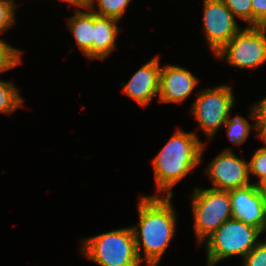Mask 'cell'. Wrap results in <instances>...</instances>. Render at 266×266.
<instances>
[{
    "label": "cell",
    "mask_w": 266,
    "mask_h": 266,
    "mask_svg": "<svg viewBox=\"0 0 266 266\" xmlns=\"http://www.w3.org/2000/svg\"><path fill=\"white\" fill-rule=\"evenodd\" d=\"M172 197L144 196L138 203L139 223L132 226L136 252L147 266H158L176 231ZM143 246L144 258L140 250Z\"/></svg>",
    "instance_id": "obj_1"
},
{
    "label": "cell",
    "mask_w": 266,
    "mask_h": 266,
    "mask_svg": "<svg viewBox=\"0 0 266 266\" xmlns=\"http://www.w3.org/2000/svg\"><path fill=\"white\" fill-rule=\"evenodd\" d=\"M205 145L195 133L177 130L153 159L157 194L173 197L172 187L190 173L202 159Z\"/></svg>",
    "instance_id": "obj_2"
},
{
    "label": "cell",
    "mask_w": 266,
    "mask_h": 266,
    "mask_svg": "<svg viewBox=\"0 0 266 266\" xmlns=\"http://www.w3.org/2000/svg\"><path fill=\"white\" fill-rule=\"evenodd\" d=\"M84 257L100 266H140L133 230L121 228L84 239Z\"/></svg>",
    "instance_id": "obj_3"
},
{
    "label": "cell",
    "mask_w": 266,
    "mask_h": 266,
    "mask_svg": "<svg viewBox=\"0 0 266 266\" xmlns=\"http://www.w3.org/2000/svg\"><path fill=\"white\" fill-rule=\"evenodd\" d=\"M261 231L238 219L230 218L206 240L207 264L215 266L231 256L243 258L260 242Z\"/></svg>",
    "instance_id": "obj_4"
},
{
    "label": "cell",
    "mask_w": 266,
    "mask_h": 266,
    "mask_svg": "<svg viewBox=\"0 0 266 266\" xmlns=\"http://www.w3.org/2000/svg\"><path fill=\"white\" fill-rule=\"evenodd\" d=\"M191 205L198 244L232 218L230 191L194 188Z\"/></svg>",
    "instance_id": "obj_5"
},
{
    "label": "cell",
    "mask_w": 266,
    "mask_h": 266,
    "mask_svg": "<svg viewBox=\"0 0 266 266\" xmlns=\"http://www.w3.org/2000/svg\"><path fill=\"white\" fill-rule=\"evenodd\" d=\"M214 56L238 68H256L266 63V26L241 29Z\"/></svg>",
    "instance_id": "obj_6"
},
{
    "label": "cell",
    "mask_w": 266,
    "mask_h": 266,
    "mask_svg": "<svg viewBox=\"0 0 266 266\" xmlns=\"http://www.w3.org/2000/svg\"><path fill=\"white\" fill-rule=\"evenodd\" d=\"M234 103L232 88L229 85H220L201 90L190 113L206 136L213 138L219 127L226 123Z\"/></svg>",
    "instance_id": "obj_7"
},
{
    "label": "cell",
    "mask_w": 266,
    "mask_h": 266,
    "mask_svg": "<svg viewBox=\"0 0 266 266\" xmlns=\"http://www.w3.org/2000/svg\"><path fill=\"white\" fill-rule=\"evenodd\" d=\"M203 31L213 55L242 28L222 0H204Z\"/></svg>",
    "instance_id": "obj_8"
},
{
    "label": "cell",
    "mask_w": 266,
    "mask_h": 266,
    "mask_svg": "<svg viewBox=\"0 0 266 266\" xmlns=\"http://www.w3.org/2000/svg\"><path fill=\"white\" fill-rule=\"evenodd\" d=\"M226 149L216 156L207 170L213 189L230 191L250 185L248 162Z\"/></svg>",
    "instance_id": "obj_9"
},
{
    "label": "cell",
    "mask_w": 266,
    "mask_h": 266,
    "mask_svg": "<svg viewBox=\"0 0 266 266\" xmlns=\"http://www.w3.org/2000/svg\"><path fill=\"white\" fill-rule=\"evenodd\" d=\"M156 56L139 68L128 83H121L123 92L142 107L147 106L152 98L159 94L161 66Z\"/></svg>",
    "instance_id": "obj_10"
},
{
    "label": "cell",
    "mask_w": 266,
    "mask_h": 266,
    "mask_svg": "<svg viewBox=\"0 0 266 266\" xmlns=\"http://www.w3.org/2000/svg\"><path fill=\"white\" fill-rule=\"evenodd\" d=\"M197 84L198 79L185 68L176 65L162 67L158 100L162 103H182Z\"/></svg>",
    "instance_id": "obj_11"
},
{
    "label": "cell",
    "mask_w": 266,
    "mask_h": 266,
    "mask_svg": "<svg viewBox=\"0 0 266 266\" xmlns=\"http://www.w3.org/2000/svg\"><path fill=\"white\" fill-rule=\"evenodd\" d=\"M262 198L263 193L254 183L230 190L232 218L243 221L261 231L263 224Z\"/></svg>",
    "instance_id": "obj_12"
},
{
    "label": "cell",
    "mask_w": 266,
    "mask_h": 266,
    "mask_svg": "<svg viewBox=\"0 0 266 266\" xmlns=\"http://www.w3.org/2000/svg\"><path fill=\"white\" fill-rule=\"evenodd\" d=\"M119 20L93 13L92 59H104L116 49Z\"/></svg>",
    "instance_id": "obj_13"
},
{
    "label": "cell",
    "mask_w": 266,
    "mask_h": 266,
    "mask_svg": "<svg viewBox=\"0 0 266 266\" xmlns=\"http://www.w3.org/2000/svg\"><path fill=\"white\" fill-rule=\"evenodd\" d=\"M83 8L85 11L76 9L75 15L69 18L67 27L75 37L76 44L82 53L89 60H92L93 12L86 6Z\"/></svg>",
    "instance_id": "obj_14"
},
{
    "label": "cell",
    "mask_w": 266,
    "mask_h": 266,
    "mask_svg": "<svg viewBox=\"0 0 266 266\" xmlns=\"http://www.w3.org/2000/svg\"><path fill=\"white\" fill-rule=\"evenodd\" d=\"M95 1L98 3V10L94 7ZM129 2L131 0H86L85 6L99 16L114 18L120 21Z\"/></svg>",
    "instance_id": "obj_15"
},
{
    "label": "cell",
    "mask_w": 266,
    "mask_h": 266,
    "mask_svg": "<svg viewBox=\"0 0 266 266\" xmlns=\"http://www.w3.org/2000/svg\"><path fill=\"white\" fill-rule=\"evenodd\" d=\"M12 82L0 80V113L12 114L22 106L19 90Z\"/></svg>",
    "instance_id": "obj_16"
},
{
    "label": "cell",
    "mask_w": 266,
    "mask_h": 266,
    "mask_svg": "<svg viewBox=\"0 0 266 266\" xmlns=\"http://www.w3.org/2000/svg\"><path fill=\"white\" fill-rule=\"evenodd\" d=\"M224 126H227V135L235 145H241L247 139L251 126L243 116H234L227 119Z\"/></svg>",
    "instance_id": "obj_17"
},
{
    "label": "cell",
    "mask_w": 266,
    "mask_h": 266,
    "mask_svg": "<svg viewBox=\"0 0 266 266\" xmlns=\"http://www.w3.org/2000/svg\"><path fill=\"white\" fill-rule=\"evenodd\" d=\"M22 52L0 39V73L19 65L22 61Z\"/></svg>",
    "instance_id": "obj_18"
},
{
    "label": "cell",
    "mask_w": 266,
    "mask_h": 266,
    "mask_svg": "<svg viewBox=\"0 0 266 266\" xmlns=\"http://www.w3.org/2000/svg\"><path fill=\"white\" fill-rule=\"evenodd\" d=\"M249 176L255 175L257 180L254 184L259 186L266 180V147L259 148L248 162Z\"/></svg>",
    "instance_id": "obj_19"
},
{
    "label": "cell",
    "mask_w": 266,
    "mask_h": 266,
    "mask_svg": "<svg viewBox=\"0 0 266 266\" xmlns=\"http://www.w3.org/2000/svg\"><path fill=\"white\" fill-rule=\"evenodd\" d=\"M232 14L244 20L252 26V4L251 0H222Z\"/></svg>",
    "instance_id": "obj_20"
},
{
    "label": "cell",
    "mask_w": 266,
    "mask_h": 266,
    "mask_svg": "<svg viewBox=\"0 0 266 266\" xmlns=\"http://www.w3.org/2000/svg\"><path fill=\"white\" fill-rule=\"evenodd\" d=\"M18 6L14 0H0V33L15 23V10Z\"/></svg>",
    "instance_id": "obj_21"
},
{
    "label": "cell",
    "mask_w": 266,
    "mask_h": 266,
    "mask_svg": "<svg viewBox=\"0 0 266 266\" xmlns=\"http://www.w3.org/2000/svg\"><path fill=\"white\" fill-rule=\"evenodd\" d=\"M242 266H266V242L260 241L244 258Z\"/></svg>",
    "instance_id": "obj_22"
},
{
    "label": "cell",
    "mask_w": 266,
    "mask_h": 266,
    "mask_svg": "<svg viewBox=\"0 0 266 266\" xmlns=\"http://www.w3.org/2000/svg\"><path fill=\"white\" fill-rule=\"evenodd\" d=\"M252 26H266V0H251Z\"/></svg>",
    "instance_id": "obj_23"
},
{
    "label": "cell",
    "mask_w": 266,
    "mask_h": 266,
    "mask_svg": "<svg viewBox=\"0 0 266 266\" xmlns=\"http://www.w3.org/2000/svg\"><path fill=\"white\" fill-rule=\"evenodd\" d=\"M250 110L251 119L255 120V124H266V97L255 103Z\"/></svg>",
    "instance_id": "obj_24"
},
{
    "label": "cell",
    "mask_w": 266,
    "mask_h": 266,
    "mask_svg": "<svg viewBox=\"0 0 266 266\" xmlns=\"http://www.w3.org/2000/svg\"><path fill=\"white\" fill-rule=\"evenodd\" d=\"M255 132H258V137L264 143L266 147V124H251Z\"/></svg>",
    "instance_id": "obj_25"
},
{
    "label": "cell",
    "mask_w": 266,
    "mask_h": 266,
    "mask_svg": "<svg viewBox=\"0 0 266 266\" xmlns=\"http://www.w3.org/2000/svg\"><path fill=\"white\" fill-rule=\"evenodd\" d=\"M262 211H263V224H262L261 233L266 231V195H263L262 198Z\"/></svg>",
    "instance_id": "obj_26"
},
{
    "label": "cell",
    "mask_w": 266,
    "mask_h": 266,
    "mask_svg": "<svg viewBox=\"0 0 266 266\" xmlns=\"http://www.w3.org/2000/svg\"><path fill=\"white\" fill-rule=\"evenodd\" d=\"M61 1H66L69 4L77 6L78 8H83L86 4V0H61Z\"/></svg>",
    "instance_id": "obj_27"
},
{
    "label": "cell",
    "mask_w": 266,
    "mask_h": 266,
    "mask_svg": "<svg viewBox=\"0 0 266 266\" xmlns=\"http://www.w3.org/2000/svg\"><path fill=\"white\" fill-rule=\"evenodd\" d=\"M260 191L263 193V195H266V180H264L260 185H259Z\"/></svg>",
    "instance_id": "obj_28"
}]
</instances>
